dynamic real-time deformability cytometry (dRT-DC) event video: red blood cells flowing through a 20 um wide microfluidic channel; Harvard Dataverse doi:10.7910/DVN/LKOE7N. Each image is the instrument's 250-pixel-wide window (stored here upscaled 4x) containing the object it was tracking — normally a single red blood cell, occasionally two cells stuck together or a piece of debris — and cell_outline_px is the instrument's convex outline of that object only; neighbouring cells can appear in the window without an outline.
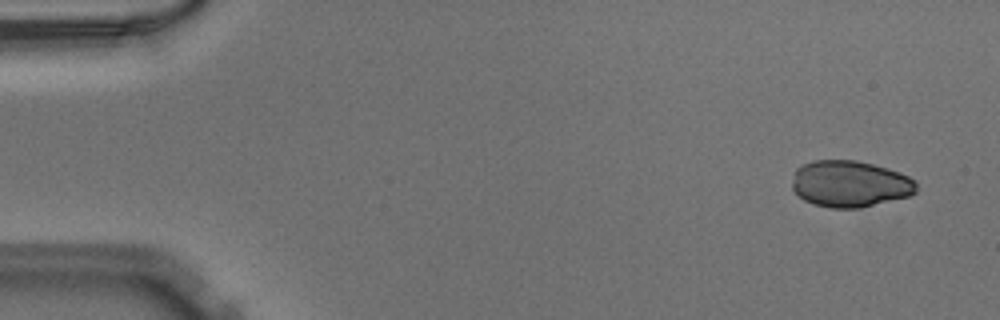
{"species": "Egyptian fruit bat (a non-hibernating species)", "species_latin": "Rousettus aegyptiacus", "temperature_condition": "warm", "stored_images_in_passage": 50, "camera_frame_rate_fps": 3000, "um_per_image_px": 0.085, "animal": {"sex": "male"}, "frame": {"image": 1, "passage_image": 3, "time_ms": 0.667, "image_size_px": [1000, 320], "cell_outline_px": [[916, 192], [908, 196], [860, 208], [828, 208], [812, 204], [804, 200], [792, 188], [792, 184], [796, 168], [812, 160], [856, 160], [888, 168], [900, 172], [916, 180]], "centroid_in_image_um": [72.24, 15.63], "position_along_channel_um": 12.8, "area_um2": 33.76}}
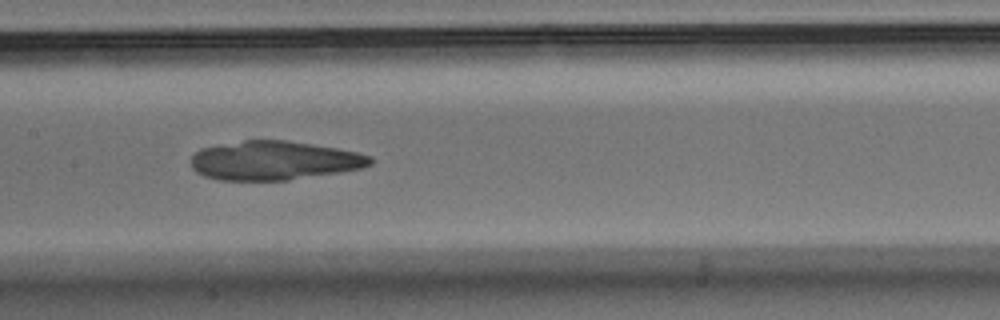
{"frame": {"image": 2, "passage_image": 25, "time_ms": 8.0, "image_size_px": [1000, 320], "cell_outline_px": [[376, 160], [372, 164], [364, 168], [288, 180], [220, 180], [204, 176], [196, 172], [192, 168], [192, 156], [200, 148], [244, 140], [288, 140], [336, 148], [356, 152], [372, 156]], "centroid_in_image_um": [23.33, 13.64], "position_along_channel_um": 184.1, "area_um2": 40.75}}
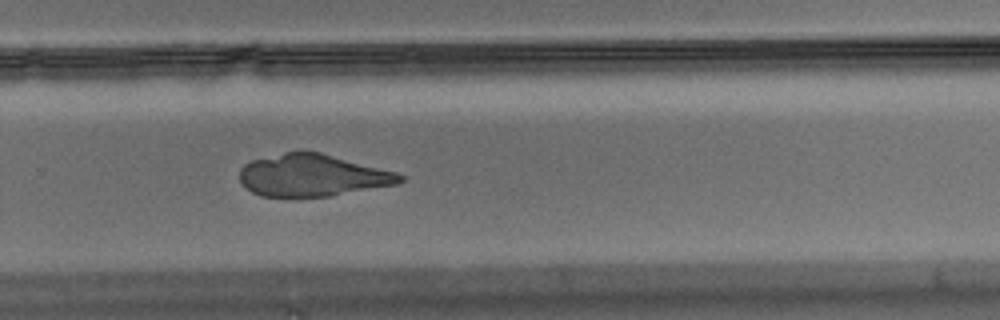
{"frame": {"image": 3, "passage_image": 34, "time_ms": 11.0, "image_size_px": [1000, 320], "cell_outline_px": [[404, 180], [396, 184], [328, 196], [260, 196], [244, 188], [240, 180], [240, 168], [244, 164], [252, 160], [284, 152], [320, 152], [396, 172], [404, 176]], "centroid_in_image_um": [26.52, 14.9], "position_along_channel_um": 303.3, "area_um2": 38.9}}